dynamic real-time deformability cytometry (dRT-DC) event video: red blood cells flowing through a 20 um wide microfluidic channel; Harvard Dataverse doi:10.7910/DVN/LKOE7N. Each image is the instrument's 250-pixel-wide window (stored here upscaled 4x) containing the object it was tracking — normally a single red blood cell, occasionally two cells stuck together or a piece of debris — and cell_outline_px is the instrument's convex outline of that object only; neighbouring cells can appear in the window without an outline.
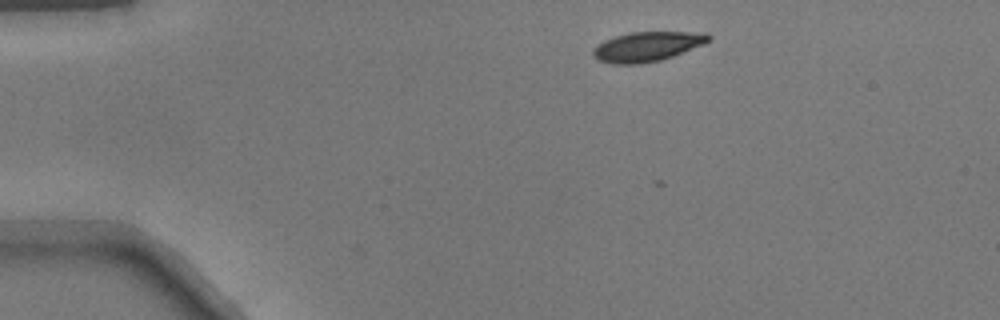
{"species": "common noctule bat (a hibernating species)", "species_latin": "Nyctalus noctula", "temperature_condition": "warm", "stored_images_in_passage": 46, "camera_frame_rate_fps": 3000, "um_per_image_px": 0.085, "animal": {"sex": "male", "body_mass_g": 17.9}, "frame": {"image": 1, "passage_image": 4, "time_ms": 1.0, "image_size_px": [1000, 320], "cell_outline_px": [[712, 36], [704, 44], [672, 56], [660, 60], [640, 64], [612, 64], [600, 60], [592, 52], [592, 48], [596, 44], [604, 40], [628, 32], [704, 32]], "centroid_in_image_um": [54.99, 3.95], "position_along_channel_um": 30.0, "area_um2": 19.88}}
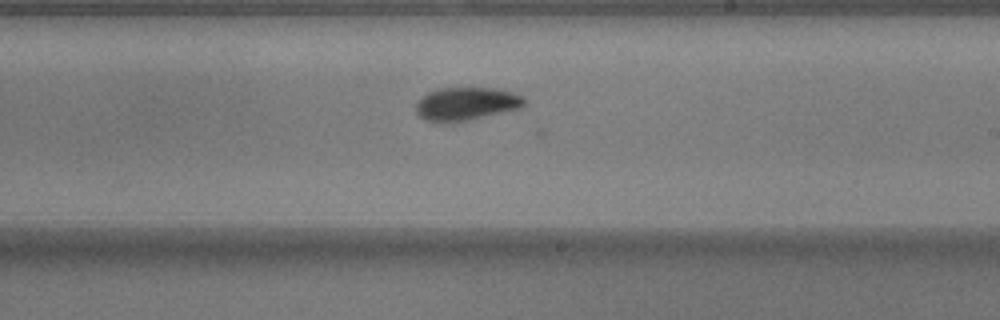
{"frame": {"image": 2, "passage_image": 25, "time_ms": 8.0, "image_size_px": [1000, 320], "cell_outline_px": [[528, 104], [524, 108], [472, 120], [440, 124], [424, 120], [416, 112], [416, 104], [428, 92], [436, 88], [496, 88], [512, 92], [524, 96], [528, 100]], "centroid_in_image_um": [39.71, 8.85], "position_along_channel_um": 249.3, "area_um2": 21.68}}
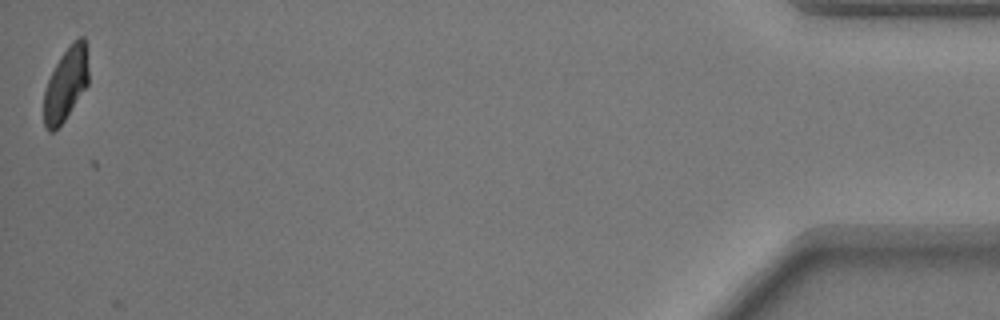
{"frame": {"image": 3, "passage_image": 45, "time_ms": 14.667, "image_size_px": [1000, 320], "cell_outline_px": [[88, 84], [64, 120], [52, 132], [48, 132], [44, 124], [44, 92], [48, 80], [60, 56], [72, 40], [80, 36], [84, 36], [88, 44]], "centroid_in_image_um": [5.63, 7.06], "position_along_channel_um": 429.6, "area_um2": 19.19}}